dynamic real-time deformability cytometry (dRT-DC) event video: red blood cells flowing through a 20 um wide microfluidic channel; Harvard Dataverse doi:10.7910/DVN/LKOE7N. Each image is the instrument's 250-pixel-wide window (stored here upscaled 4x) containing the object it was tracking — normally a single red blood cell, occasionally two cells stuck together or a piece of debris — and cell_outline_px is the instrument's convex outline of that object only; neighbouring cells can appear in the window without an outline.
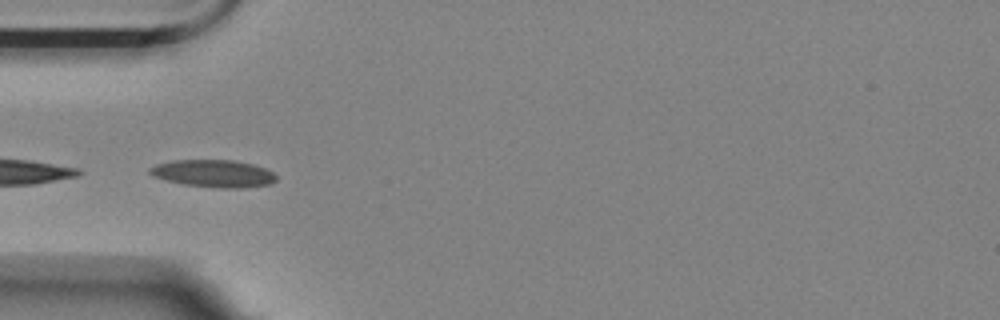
{"species": "Egyptian fruit bat (a non-hibernating species)", "species_latin": "Rousettus aegyptiacus", "temperature_condition": "room temperature", "stored_images_in_passage": 41, "camera_frame_rate_fps": 3000, "um_per_image_px": 0.085, "animal": {"sex": "female"}, "frame": {"image": 1, "passage_image": 17, "time_ms": 5.333, "image_size_px": [1000, 320], "cell_outline_px": [[276, 180], [268, 184], [188, 184], [156, 176], [148, 172], [152, 168], [160, 164], [176, 160], [228, 160], [248, 164], [264, 168], [272, 172], [276, 176]], "centroid_in_image_um": [18.12, 14.66], "position_along_channel_um": 66.9, "area_um2": 17.74}}
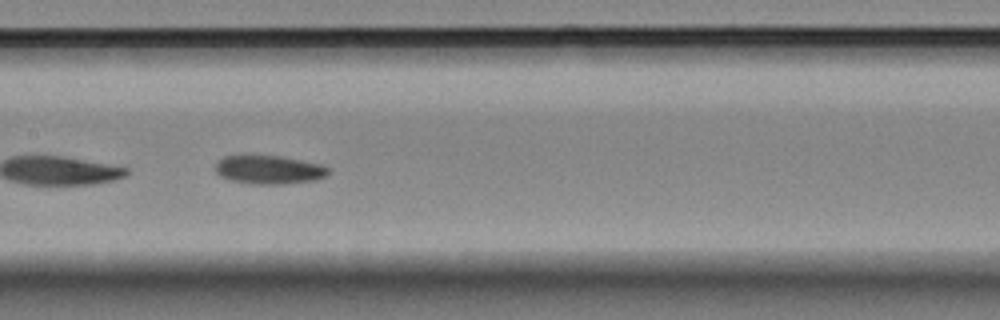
{"frame": {"image": 2, "passage_image": 27, "time_ms": 8.667, "image_size_px": [1000, 320], "cell_outline_px": [[328, 172], [324, 176], [308, 180], [236, 180], [224, 176], [216, 168], [216, 164], [220, 160], [228, 156], [276, 156], [316, 164], [328, 168]], "centroid_in_image_um": [22.84, 14.33], "position_along_channel_um": 184.6, "area_um2": 16.07}}
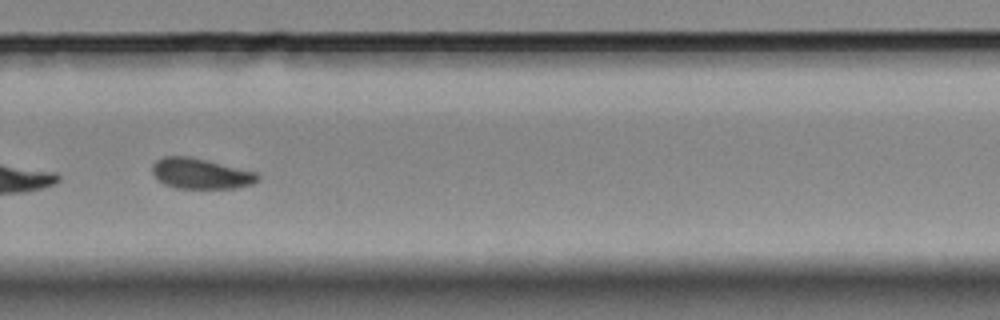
{"frame": {"image": 3, "passage_image": 38, "time_ms": 12.333, "image_size_px": [1000, 320], "cell_outline_px": [[256, 180], [248, 184], [228, 188], [184, 188], [168, 184], [160, 180], [152, 172], [152, 168], [156, 160], [164, 156], [184, 156], [252, 172], [256, 176]], "centroid_in_image_um": [16.94, 14.75], "position_along_channel_um": 312.9, "area_um2": 17.34}}